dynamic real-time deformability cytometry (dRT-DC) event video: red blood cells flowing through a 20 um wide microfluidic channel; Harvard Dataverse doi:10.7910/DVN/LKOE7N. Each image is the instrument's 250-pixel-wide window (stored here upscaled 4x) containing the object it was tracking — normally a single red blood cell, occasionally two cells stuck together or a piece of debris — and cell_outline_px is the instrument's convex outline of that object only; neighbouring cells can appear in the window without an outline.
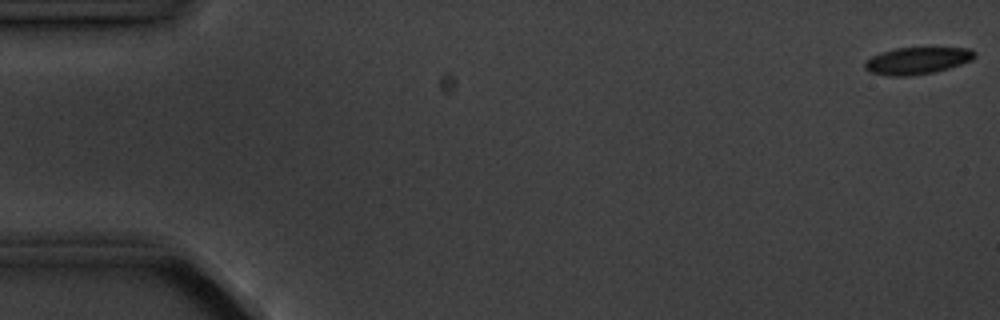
{"species": "common noctule bat (a hibernating species)", "species_latin": "Nyctalus noctula", "temperature_condition": "cold", "stored_images_in_passage": 6, "camera_frame_rate_fps": 3000, "um_per_image_px": 0.085, "animal": {"sex": "male", "body_mass_g": 20.1, "forearm_length_mm": 53.5}, "frame": {"image": 1, "passage_image": 1, "time_ms": 0.0, "image_size_px": [1000, 320], "cell_outline_px": [[976, 56], [972, 60], [948, 68], [932, 72], [912, 76], [888, 76], [868, 72], [864, 68], [864, 60], [880, 52], [896, 48], [968, 48], [976, 52]], "centroid_in_image_um": [77.9, 5.16], "position_along_channel_um": 7.1, "area_um2": 17.34}}